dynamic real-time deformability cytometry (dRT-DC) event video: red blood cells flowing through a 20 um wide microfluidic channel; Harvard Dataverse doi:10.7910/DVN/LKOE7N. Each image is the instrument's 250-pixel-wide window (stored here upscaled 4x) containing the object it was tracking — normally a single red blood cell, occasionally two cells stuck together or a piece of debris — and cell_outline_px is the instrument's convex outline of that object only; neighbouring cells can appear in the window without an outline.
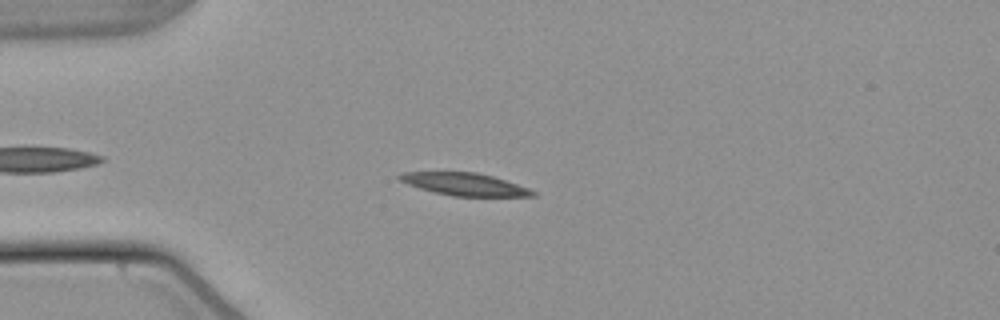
{"species": "common noctule bat (a hibernating species)", "species_latin": "Nyctalus noctula", "temperature_condition": "warm", "stored_images_in_passage": 39, "camera_frame_rate_fps": 3000, "um_per_image_px": 0.085, "animal": {"sex": "male", "body_mass_g": 21.5, "forearm_length_mm": 52.0}, "frame": {"image": 1, "passage_image": 8, "time_ms": 2.333, "image_size_px": [1000, 320], "cell_outline_px": [[536, 196], [452, 196], [420, 188], [408, 184], [400, 180], [396, 176], [404, 172], [476, 172], [492, 176], [528, 188], [536, 192]], "centroid_in_image_um": [39.48, 15.66], "position_along_channel_um": 45.5, "area_um2": 17.17}}
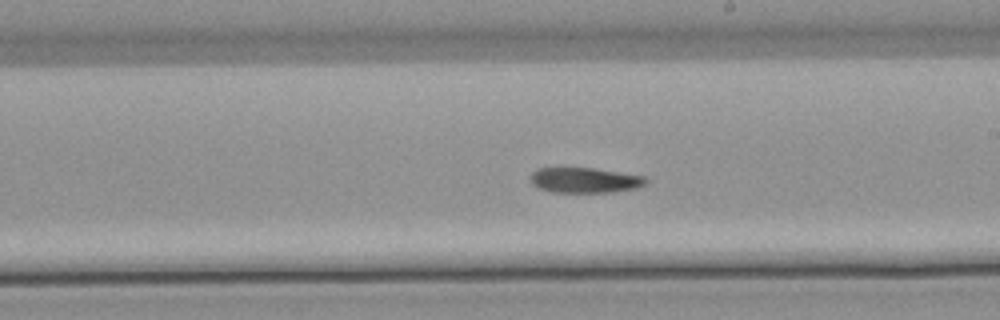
{"frame": {"image": 2, "passage_image": 25, "time_ms": 8.0, "image_size_px": [1000, 320], "cell_outline_px": [[648, 180], [640, 188], [612, 192], [552, 192], [536, 188], [532, 184], [532, 172], [536, 168], [564, 164], [648, 176]], "centroid_in_image_um": [49.67, 15.27], "position_along_channel_um": 239.3, "area_um2": 17.98}}
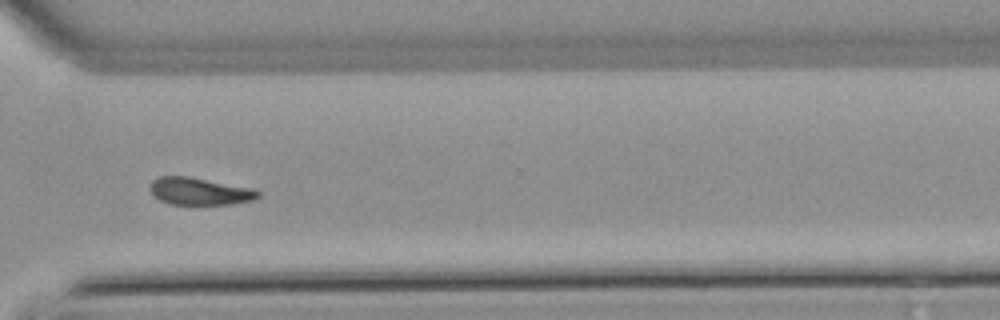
{"frame": {"image": 3, "passage_image": 34, "time_ms": 11.0, "image_size_px": [1000, 320], "cell_outline_px": [[260, 196], [252, 200], [232, 204], [168, 204], [160, 200], [152, 192], [152, 180], [160, 176], [188, 176], [256, 188], [260, 192]], "centroid_in_image_um": [17.03, 16.25], "position_along_channel_um": 353.6, "area_um2": 17.17}, "authors_computed_cell_mechanics": {"area_um2": 17.9758, "velocity_mm_per_s": 3.7942, "shape_relaxation_time_tau1_ms": 7.4535, "shape_relaxation_time_tau2_ms": null, "deformation_change_tau1": 0.1736, "deformation_change_tau2": null}}